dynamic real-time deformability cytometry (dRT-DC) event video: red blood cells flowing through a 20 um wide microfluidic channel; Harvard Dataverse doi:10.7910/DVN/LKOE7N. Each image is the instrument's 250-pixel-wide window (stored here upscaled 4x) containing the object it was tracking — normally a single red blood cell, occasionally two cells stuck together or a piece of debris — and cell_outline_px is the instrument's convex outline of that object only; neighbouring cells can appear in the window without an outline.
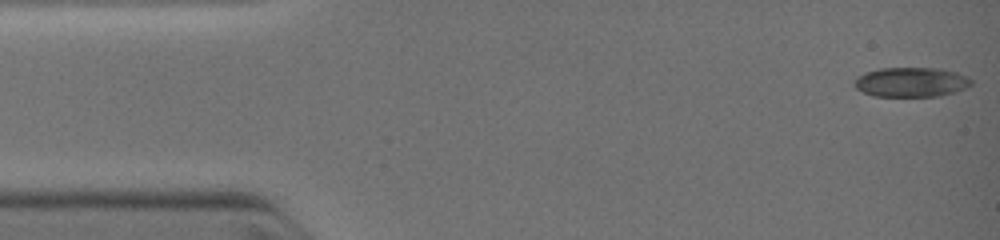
{"species": "common noctule bat (a hibernating species)", "species_latin": "Nyctalus noctula", "temperature_condition": "warm", "stored_images_in_passage": 3, "camera_frame_rate_fps": 3000, "um_per_image_px": 0.085, "animal": {"sex": "female", "body_mass_g": 19.0, "forearm_length_mm": 51.5}, "frame": {"image": 1, "passage_image": 1, "time_ms": 0.0, "image_size_px": [1000, 240], "cell_outline_px": [[972, 84], [956, 92], [940, 96], [872, 96], [856, 88], [852, 84], [852, 80], [856, 76], [864, 72], [880, 68], [940, 68], [956, 72], [972, 80]], "centroid_in_image_um": [77.39, 6.98], "position_along_channel_um": 7.6, "area_um2": 20.35}}